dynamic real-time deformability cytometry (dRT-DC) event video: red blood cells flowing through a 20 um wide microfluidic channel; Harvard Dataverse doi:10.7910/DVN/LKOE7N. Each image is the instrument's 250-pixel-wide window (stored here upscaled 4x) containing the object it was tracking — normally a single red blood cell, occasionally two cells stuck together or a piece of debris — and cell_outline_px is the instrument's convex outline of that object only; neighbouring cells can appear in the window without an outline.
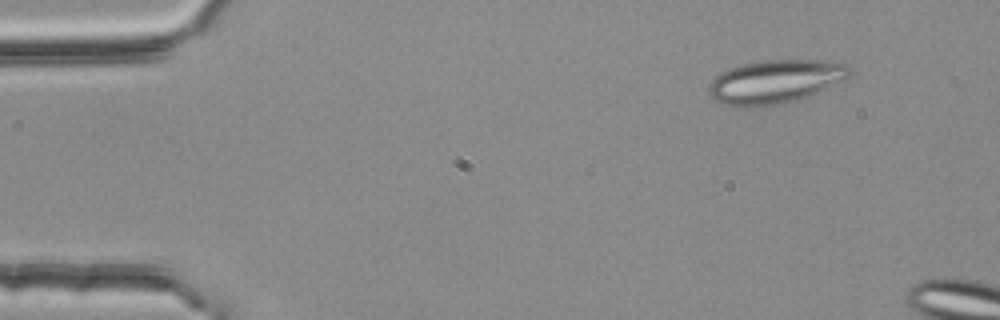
{"species": "common noctule bat (a hibernating species)", "species_latin": "Nyctalus noctula", "temperature_condition": "room temperature", "stored_images_in_passage": 4, "camera_frame_rate_fps": 3000, "um_per_image_px": 0.085, "animal": {"sex": "female", "body_mass_g": 25.1}, "frame": {"image": 1, "passage_image": 1, "time_ms": 0.0, "image_size_px": [1000, 320], "cell_outline_px": [[852, 76], [844, 80], [804, 96], [792, 100], [776, 104], [752, 108], [744, 108], [724, 104], [716, 100], [708, 92], [708, 84], [720, 72], [744, 64], [764, 60], [824, 60], [848, 64], [852, 72]], "centroid_in_image_um": [65.88, 6.93], "position_along_channel_um": 19.1, "area_um2": 35.37}}